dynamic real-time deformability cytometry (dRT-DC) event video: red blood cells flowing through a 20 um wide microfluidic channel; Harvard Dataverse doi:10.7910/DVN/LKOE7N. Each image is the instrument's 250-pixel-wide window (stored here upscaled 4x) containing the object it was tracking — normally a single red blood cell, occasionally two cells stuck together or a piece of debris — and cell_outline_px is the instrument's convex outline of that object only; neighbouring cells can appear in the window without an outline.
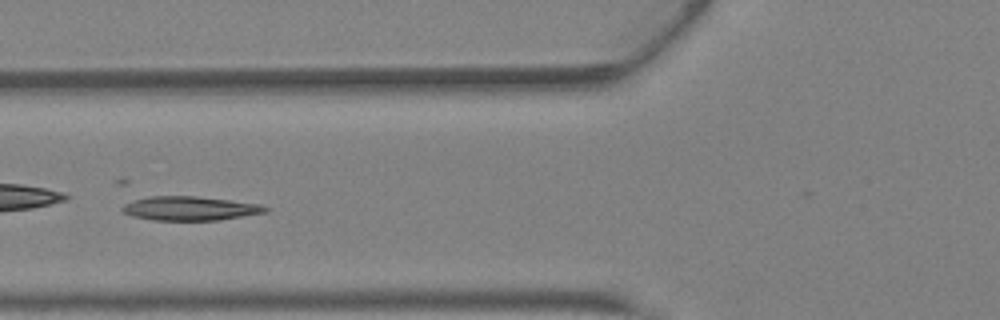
{"species": "Egyptian fruit bat (a non-hibernating species)", "species_latin": "Rousettus aegyptiacus", "temperature_condition": "warm", "stored_images_in_passage": 25, "camera_frame_rate_fps": 3000, "um_per_image_px": 0.085, "animal": {"sex": "female"}, "frame": {"image": 1, "passage_image": 18, "time_ms": 5.667, "image_size_px": [1000, 320], "cell_outline_px": [[272, 208], [268, 212], [220, 220], [152, 220], [132, 216], [124, 212], [120, 208], [124, 204], [132, 200], [148, 196], [196, 196], [260, 204]], "centroid_in_image_um": [16.16, 17.71], "position_along_channel_um": 109.6, "area_um2": 20.17}}